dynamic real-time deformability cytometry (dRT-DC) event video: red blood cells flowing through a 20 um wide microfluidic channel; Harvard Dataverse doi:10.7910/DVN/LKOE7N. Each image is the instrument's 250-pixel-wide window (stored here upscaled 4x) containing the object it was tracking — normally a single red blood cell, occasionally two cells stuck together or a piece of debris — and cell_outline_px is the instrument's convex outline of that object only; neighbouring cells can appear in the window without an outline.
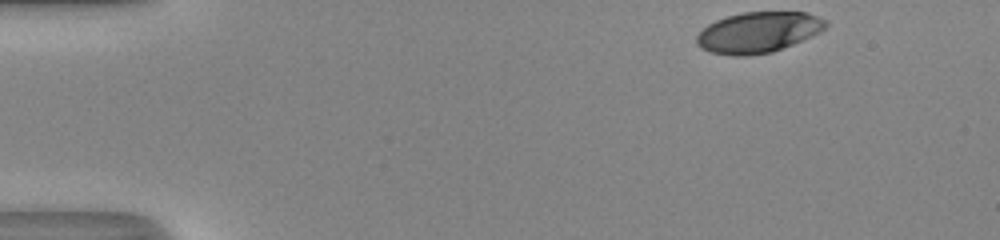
{"species": "human", "species_latin": "Homo sapiens", "temperature_condition": "room temperature", "stored_images_in_passage": 37, "camera_frame_rate_fps": 3000, "um_per_image_px": 0.085, "donor": {"sex": "male"}, "frame": {"image": 1, "passage_image": 1, "time_ms": 0.0, "image_size_px": [1000, 240], "cell_outline_px": [[828, 28], [820, 32], [792, 44], [772, 52], [744, 56], [732, 56], [712, 52], [700, 48], [696, 44], [696, 36], [708, 24], [716, 20], [728, 16], [744, 12], [808, 12], [828, 20]], "centroid_in_image_um": [64.47, 2.74], "position_along_channel_um": 20.5, "area_um2": 30.69}}
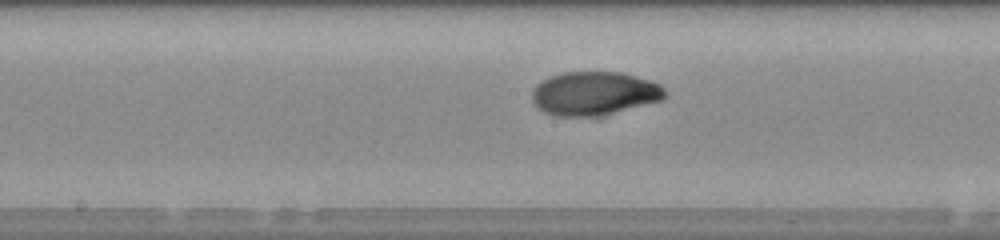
{"frame": {"image": 2, "passage_image": 22, "time_ms": 7.0, "image_size_px": [1000, 240], "cell_outline_px": [[664, 96], [660, 100], [600, 116], [556, 116], [544, 112], [536, 108], [532, 100], [532, 92], [536, 84], [552, 76], [564, 72], [620, 72], [648, 80], [660, 84], [664, 88]], "centroid_in_image_um": [50.46, 7.95], "position_along_channel_um": 197.7, "area_um2": 33.47}}
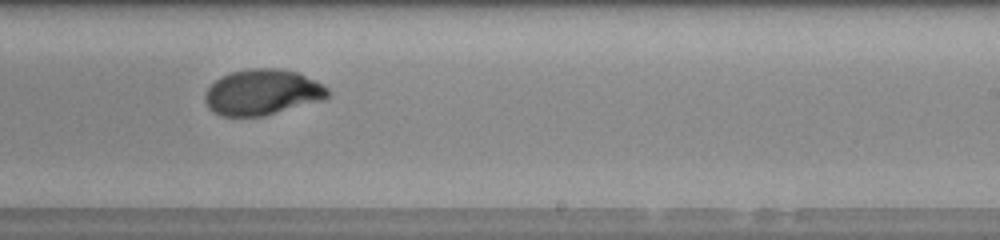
{"frame": {"image": 3, "passage_image": 27, "time_ms": 8.667, "image_size_px": [1000, 240], "cell_outline_px": [[332, 92], [324, 100], [264, 116], [220, 116], [212, 112], [208, 108], [204, 100], [204, 96], [208, 88], [220, 76], [232, 72], [248, 68], [276, 68], [300, 72], [328, 88]], "centroid_in_image_um": [22.31, 7.84], "position_along_channel_um": 266.7, "area_um2": 33.06}, "authors_computed_cell_mechanics": {"area_um2": 32.8304, "velocity_mm_per_s": 4.1565, "shape_relaxation_time_tau1_ms": 4.3932, "shape_relaxation_time_tau2_ms": 0.8551, "deformation_change_tau1": 0.198, "deformation_change_tau2": 0.0355}}